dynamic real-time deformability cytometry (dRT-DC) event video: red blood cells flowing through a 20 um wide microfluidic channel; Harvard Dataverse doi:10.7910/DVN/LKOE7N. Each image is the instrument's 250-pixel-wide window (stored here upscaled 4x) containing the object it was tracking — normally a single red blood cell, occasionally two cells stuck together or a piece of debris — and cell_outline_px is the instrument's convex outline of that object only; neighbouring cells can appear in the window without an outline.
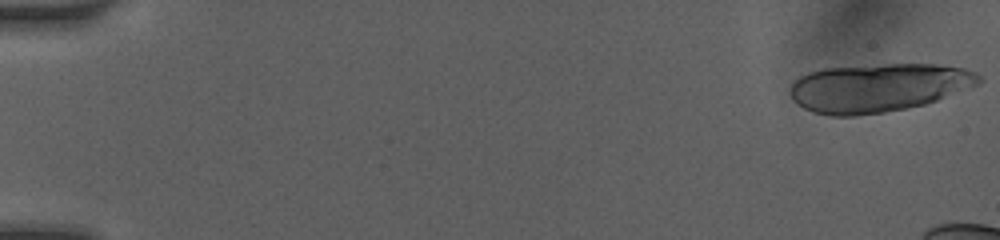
{"species": "human", "species_latin": "Homo sapiens", "temperature_condition": "room temperature", "stored_images_in_passage": 28, "camera_frame_rate_fps": 3000, "um_per_image_px": 0.085, "donor": {"sex": "female"}, "frame": {"image": 1, "passage_image": 1, "time_ms": 0.0, "image_size_px": [1000, 240], "cell_outline_px": [[984, 80], [980, 84], [936, 100], [924, 104], [908, 108], [884, 112], [856, 116], [832, 116], [816, 112], [804, 108], [796, 104], [792, 100], [792, 84], [800, 76], [808, 72], [824, 68], [884, 64], [936, 64], [964, 68], [976, 72]], "centroid_in_image_um": [74.68, 7.44], "position_along_channel_um": 10.3, "area_um2": 53.29}}